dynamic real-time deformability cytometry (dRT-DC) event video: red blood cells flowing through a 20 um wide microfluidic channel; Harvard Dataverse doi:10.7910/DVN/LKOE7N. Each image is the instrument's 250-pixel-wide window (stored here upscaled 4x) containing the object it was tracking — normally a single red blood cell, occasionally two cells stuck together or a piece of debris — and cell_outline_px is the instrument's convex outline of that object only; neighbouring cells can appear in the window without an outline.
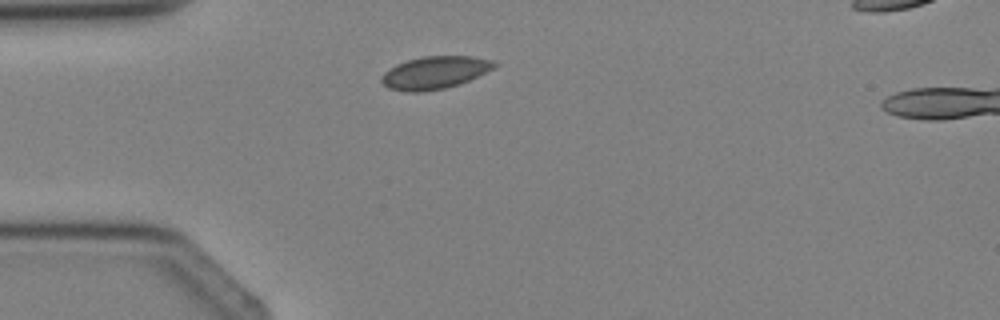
{"species": "Egyptian fruit bat (a non-hibernating species)", "species_latin": "Rousettus aegyptiacus", "temperature_condition": "cold", "stored_images_in_passage": 1, "camera_frame_rate_fps": 3000, "um_per_image_px": 0.085, "animal": {"sex": "female"}, "frame": {"image": 1, "passage_image": 1, "time_ms": 0.0, "image_size_px": [1000, 320], "cell_outline_px": [[500, 64], [468, 80], [444, 88], [420, 92], [404, 92], [388, 88], [380, 80], [380, 76], [388, 68], [396, 64], [408, 60], [424, 56], [472, 56], [492, 60]], "centroid_in_image_um": [36.9, 6.16], "position_along_channel_um": 48.1, "area_um2": 21.27}}